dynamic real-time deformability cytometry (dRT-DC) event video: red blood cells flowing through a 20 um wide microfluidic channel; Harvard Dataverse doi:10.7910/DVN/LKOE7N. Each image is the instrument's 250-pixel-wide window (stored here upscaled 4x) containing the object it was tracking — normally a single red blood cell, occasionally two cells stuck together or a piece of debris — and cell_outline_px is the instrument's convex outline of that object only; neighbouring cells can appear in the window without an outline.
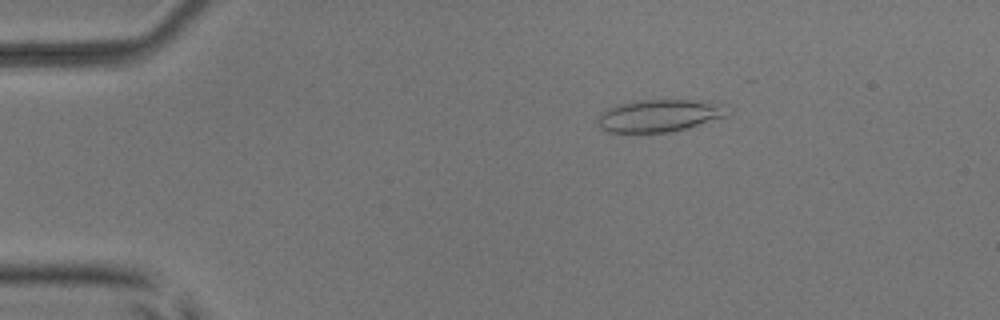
{"species": "common noctule bat (a hibernating species)", "species_latin": "Nyctalus noctula", "temperature_condition": "room temperature", "stored_images_in_passage": 40, "camera_frame_rate_fps": 3000, "um_per_image_px": 0.085, "animal": {"sex": "male", "body_mass_g": 17.9, "forearm_length_mm": 54.2}, "frame": {"image": 1, "passage_image": 4, "time_ms": 1.0, "image_size_px": [1000, 320], "cell_outline_px": [[732, 112], [728, 116], [672, 132], [608, 132], [600, 128], [596, 124], [596, 120], [608, 108], [620, 104], [640, 100], [688, 100], [724, 104]], "centroid_in_image_um": [56.08, 9.83], "position_along_channel_um": 28.9, "area_um2": 24.39}}
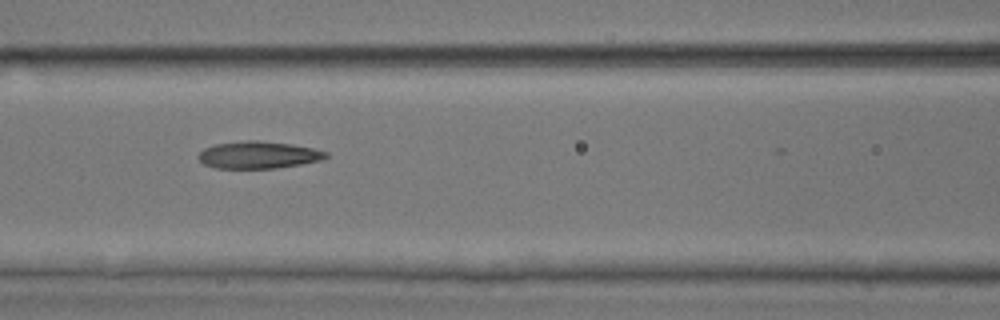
{"frame": {"image": 2, "passage_image": 18, "time_ms": 5.667, "image_size_px": [1000, 320], "cell_outline_px": [[328, 156], [320, 160], [300, 164], [276, 168], [216, 168], [204, 164], [196, 156], [204, 148], [216, 144], [244, 140], [256, 140], [292, 144], [312, 148], [328, 152]], "centroid_in_image_um": [21.94, 13.16], "position_along_channel_um": 144.7, "area_um2": 20.11}}
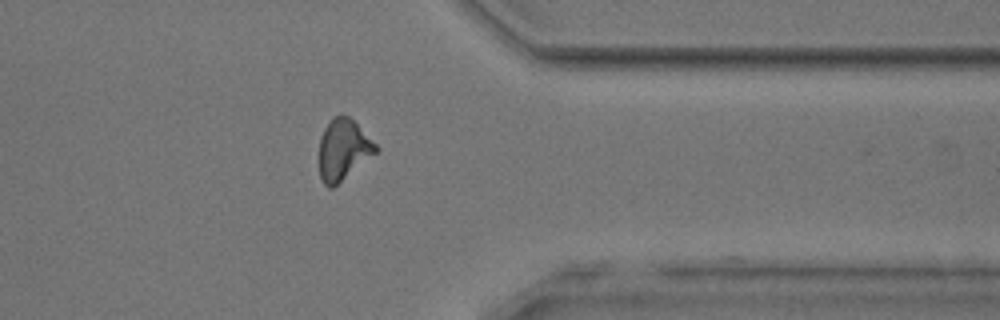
{"frame": {"image": 3, "passage_image": 37, "time_ms": 12.0, "image_size_px": [1000, 320], "cell_outline_px": [[380, 148], [376, 152], [332, 188], [328, 188], [324, 184], [320, 176], [320, 136], [324, 128], [340, 112], [348, 116]], "centroid_in_image_um": [29.16, 12.71], "position_along_channel_um": 382.2, "area_um2": 19.59}, "authors_computed_cell_mechanics": {"area_um2": 20.3456, "velocity_mm_per_s": 3.886, "shape_relaxation_time_tau1_ms": null, "shape_relaxation_time_tau2_ms": 1.7716, "deformation_change_tau1": null, "deformation_change_tau2": 0.0891}}